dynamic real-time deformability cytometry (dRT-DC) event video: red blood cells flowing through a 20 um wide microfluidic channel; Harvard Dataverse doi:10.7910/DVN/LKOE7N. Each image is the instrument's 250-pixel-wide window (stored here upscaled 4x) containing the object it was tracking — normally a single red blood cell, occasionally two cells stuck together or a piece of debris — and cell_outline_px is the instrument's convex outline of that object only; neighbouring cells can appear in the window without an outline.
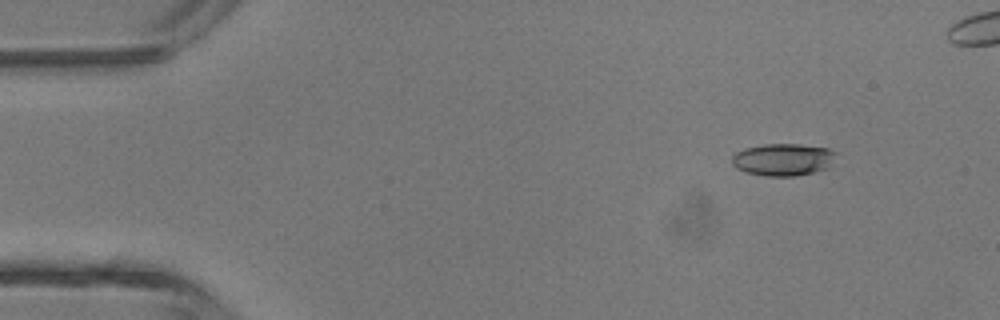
{"species": "common noctule bat (a hibernating species)", "species_latin": "Nyctalus noctula", "temperature_condition": "room temperature", "stored_images_in_passage": 4, "segment_of_instrument_passage": [2, 2], "camera_frame_rate_fps": 3000, "um_per_image_px": 0.085, "animal": {"sex": "male", "body_mass_g": 13.3}, "frame": {"image": 1, "passage_image": 4, "time_ms": 3.333, "image_size_px": [1000, 320], "cell_outline_px": [[836, 152], [828, 168], [796, 176], [764, 176], [744, 172], [736, 168], [732, 164], [732, 156], [736, 152], [744, 148], [764, 144], [800, 144], [828, 148]], "centroid_in_image_um": [66.52, 13.56], "position_along_channel_um": 18.5, "area_um2": 19.59}}